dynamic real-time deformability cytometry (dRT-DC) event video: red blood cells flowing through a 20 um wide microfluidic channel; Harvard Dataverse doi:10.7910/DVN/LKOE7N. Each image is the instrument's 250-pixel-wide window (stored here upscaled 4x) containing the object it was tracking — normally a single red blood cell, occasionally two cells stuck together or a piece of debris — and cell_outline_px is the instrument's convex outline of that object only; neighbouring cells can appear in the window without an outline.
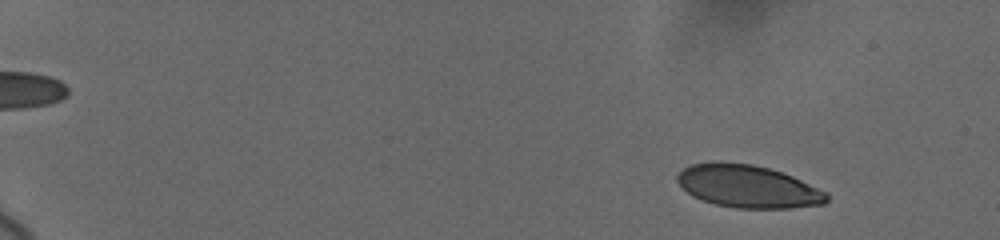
{"species": "human", "species_latin": "Homo sapiens", "temperature_condition": "cold", "stored_images_in_passage": 37, "camera_frame_rate_fps": 3000, "um_per_image_px": 0.085, "donor": {"sex": "female"}, "frame": {"image": 1, "passage_image": 7, "time_ms": 2.0, "image_size_px": [1000, 240], "cell_outline_px": [[828, 200], [824, 204], [788, 208], [736, 208], [716, 204], [692, 196], [676, 180], [676, 176], [684, 168], [692, 164], [712, 160], [720, 160], [752, 164], [768, 168], [792, 176], [824, 192], [828, 196]], "centroid_in_image_um": [63.52, 15.82], "position_along_channel_um": 21.5, "area_um2": 36.93}}
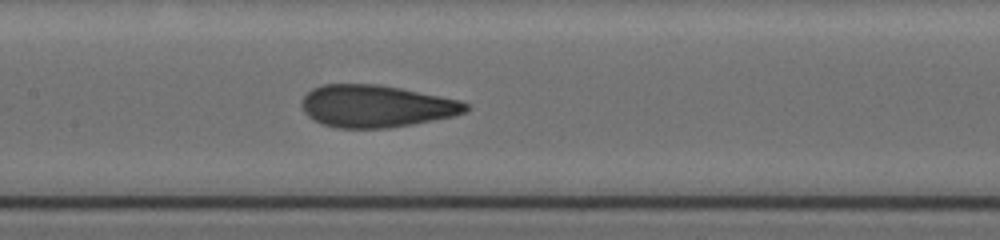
{"frame": {"image": 2, "passage_image": 24, "time_ms": 10.333, "image_size_px": [1000, 240], "cell_outline_px": [[468, 108], [464, 112], [456, 116], [412, 124], [388, 128], [336, 128], [320, 124], [308, 116], [304, 112], [300, 104], [304, 96], [312, 88], [324, 84], [380, 84], [400, 88], [456, 100], [468, 104]], "centroid_in_image_um": [31.91, 9.03], "position_along_channel_um": 175.5, "area_um2": 40.29}}
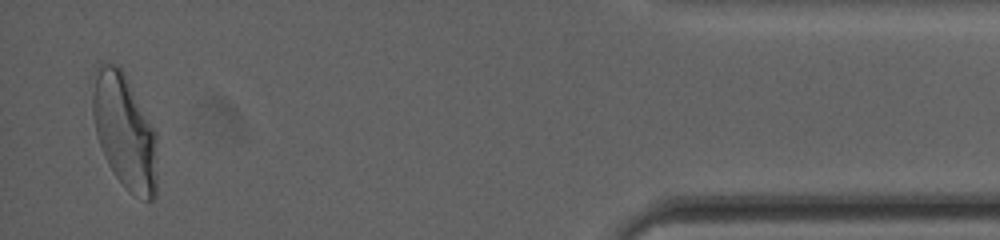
{"frame": {"image": 3, "passage_image": 37, "time_ms": 18.667, "image_size_px": [1000, 240], "cell_outline_px": [[156, 196], [152, 200], [144, 200], [132, 192], [116, 176], [108, 164], [104, 156], [96, 136], [92, 112], [92, 96], [96, 76], [100, 64], [104, 60], [116, 64], [124, 72], [156, 132]], "centroid_in_image_um": [10.59, 11.15], "position_along_channel_um": 424.6, "area_um2": 42.83}, "authors_computed_cell_mechanics": {"area_um2": 39.3618, "velocity_mm_per_s": 3.6777, "shape_relaxation_time_tau1_ms": 4.1534, "shape_relaxation_time_tau2_ms": 0.0237, "deformation_change_tau1": 0.1709, "deformation_change_tau2": 0.0569}}